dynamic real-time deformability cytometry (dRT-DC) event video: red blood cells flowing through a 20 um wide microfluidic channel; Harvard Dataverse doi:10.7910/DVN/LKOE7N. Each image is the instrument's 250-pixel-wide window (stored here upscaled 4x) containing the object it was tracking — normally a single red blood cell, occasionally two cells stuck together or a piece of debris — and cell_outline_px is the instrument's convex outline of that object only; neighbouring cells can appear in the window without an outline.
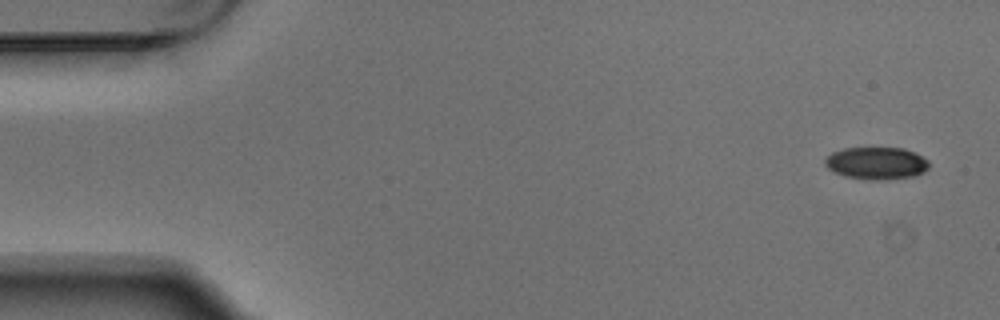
{"species": "Egyptian fruit bat (a non-hibernating species)", "species_latin": "Rousettus aegyptiacus", "temperature_condition": "warm", "stored_images_in_passage": 5, "camera_frame_rate_fps": 3000, "um_per_image_px": 0.085, "animal": {"sex": "male"}, "frame": {"image": 1, "passage_image": 1, "time_ms": 0.0, "image_size_px": [1000, 320], "cell_outline_px": [[928, 168], [924, 172], [912, 176], [876, 180], [844, 176], [828, 168], [824, 164], [824, 160], [832, 152], [844, 148], [904, 148], [916, 152], [928, 160]], "centroid_in_image_um": [74.5, 13.85], "position_along_channel_um": 10.5, "area_um2": 19.42}}
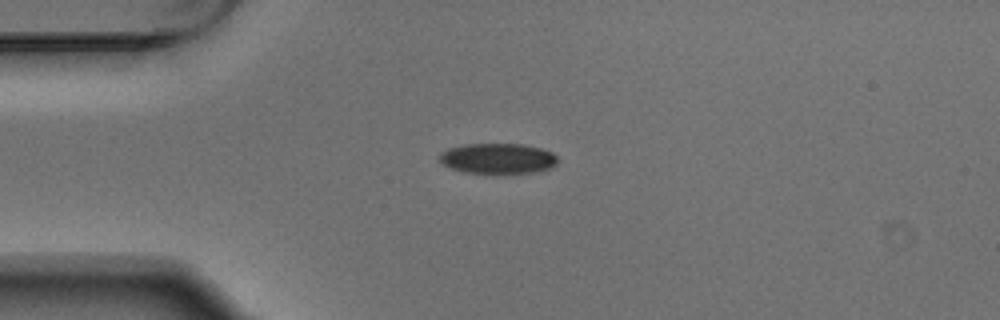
{"frame": {"image": 2, "passage_image": 4, "time_ms": 1.0, "image_size_px": [1000, 320], "cell_outline_px": [[556, 164], [552, 168], [532, 172], [464, 172], [452, 168], [444, 164], [440, 160], [440, 152], [448, 148], [464, 144], [524, 144], [540, 148], [552, 152], [556, 156]], "centroid_in_image_um": [42.32, 13.45], "position_along_channel_um": 42.7, "area_um2": 20.58}}